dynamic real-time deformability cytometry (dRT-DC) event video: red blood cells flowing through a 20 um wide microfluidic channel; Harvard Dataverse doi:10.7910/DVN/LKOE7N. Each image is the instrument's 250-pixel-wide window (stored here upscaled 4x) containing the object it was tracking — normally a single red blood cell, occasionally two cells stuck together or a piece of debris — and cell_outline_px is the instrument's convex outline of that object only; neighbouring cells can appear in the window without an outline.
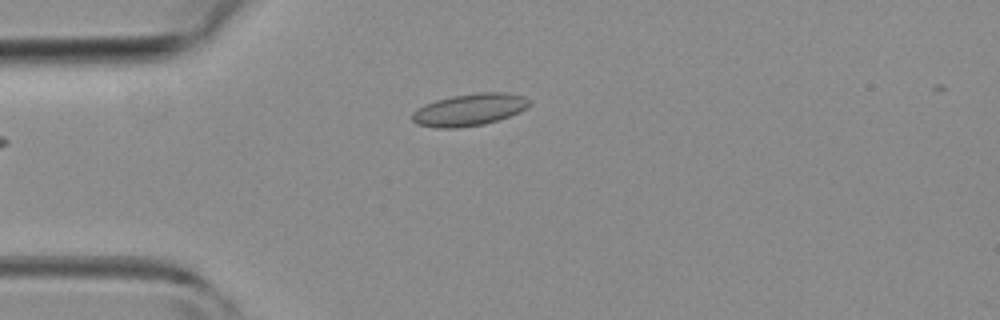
{"species": "common noctule bat (a hibernating species)", "species_latin": "Nyctalus noctula", "temperature_condition": "room temperature", "stored_images_in_passage": 4, "camera_frame_rate_fps": 3000, "um_per_image_px": 0.085, "animal": {"sex": "female", "body_mass_g": 19.3, "forearm_length_mm": 54.1}, "frame": {"image": 1, "passage_image": 4, "time_ms": 3.667, "image_size_px": [1000, 320], "cell_outline_px": [[532, 104], [520, 112], [484, 124], [460, 128], [436, 128], [416, 124], [412, 120], [412, 112], [424, 104], [436, 100], [452, 96], [476, 92], [504, 92], [524, 96], [532, 100]], "centroid_in_image_um": [39.91, 9.32], "position_along_channel_um": 45.1, "area_um2": 22.14}}